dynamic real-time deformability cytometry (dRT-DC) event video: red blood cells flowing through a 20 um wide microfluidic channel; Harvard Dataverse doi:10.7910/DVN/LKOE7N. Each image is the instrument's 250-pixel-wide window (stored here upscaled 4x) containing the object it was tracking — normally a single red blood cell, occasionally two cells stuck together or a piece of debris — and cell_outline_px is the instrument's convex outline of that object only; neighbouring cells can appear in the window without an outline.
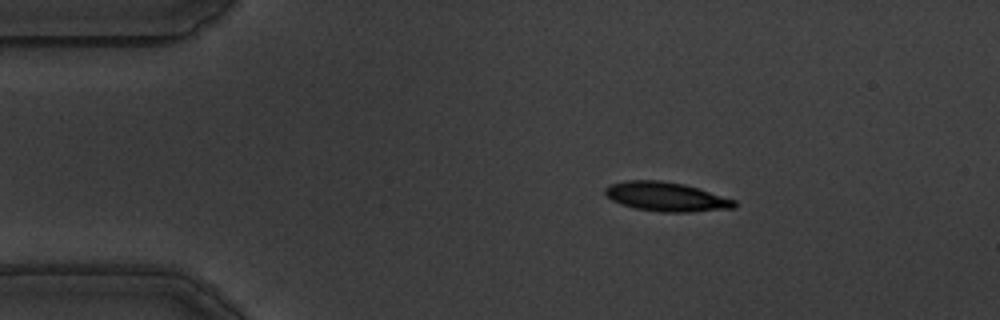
{"species": "common noctule bat (a hibernating species)", "species_latin": "Nyctalus noctula", "temperature_condition": "warm", "stored_images_in_passage": 49, "camera_frame_rate_fps": 3000, "um_per_image_px": 0.085, "animal": {"sex": "male", "body_mass_g": 19.5, "forearm_length_mm": 54.6}, "frame": {"image": 1, "passage_image": 2, "time_ms": 0.333, "image_size_px": [1000, 320], "cell_outline_px": [[736, 208], [692, 212], [660, 212], [636, 208], [620, 204], [612, 200], [604, 192], [604, 188], [608, 184], [624, 180], [660, 180], [684, 184], [736, 200]], "centroid_in_image_um": [56.61, 16.72], "position_along_channel_um": 28.4, "area_um2": 22.08}}
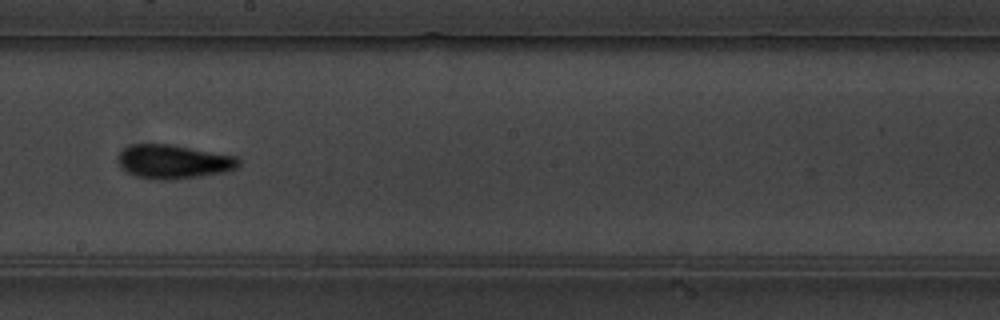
{"frame": {"image": 2, "passage_image": 24, "time_ms": 7.667, "image_size_px": [1000, 320], "cell_outline_px": [[240, 164], [236, 168], [224, 172], [200, 176], [168, 180], [152, 180], [136, 176], [120, 168], [116, 160], [116, 156], [124, 148], [132, 144], [172, 144], [236, 156], [240, 160]], "centroid_in_image_um": [14.7, 13.74], "position_along_channel_um": 233.5, "area_um2": 24.1}}
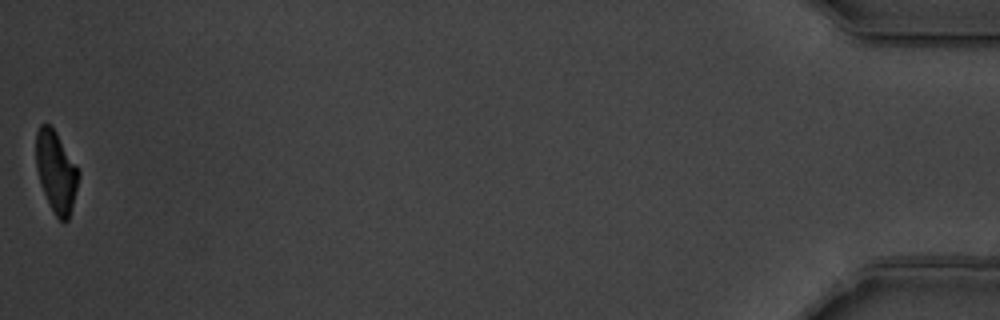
{"frame": {"image": 3, "passage_image": 49, "time_ms": 16.0, "image_size_px": [1000, 320], "cell_outline_px": [[80, 176], [68, 220], [60, 220], [56, 216], [44, 192], [36, 168], [36, 132], [40, 124], [48, 124], [56, 132], [76, 164], [80, 172]], "centroid_in_image_um": [4.77, 14.55], "position_along_channel_um": 430.4, "area_um2": 19.77}, "authors_computed_cell_mechanics": {"area_um2": 22.1374, "velocity_mm_per_s": 3.5413, "shape_relaxation_time_tau1_ms": 3.0498, "shape_relaxation_time_tau2_ms": 1.9645, "deformation_change_tau1": 0.1668, "deformation_change_tau2": 0.0997}}